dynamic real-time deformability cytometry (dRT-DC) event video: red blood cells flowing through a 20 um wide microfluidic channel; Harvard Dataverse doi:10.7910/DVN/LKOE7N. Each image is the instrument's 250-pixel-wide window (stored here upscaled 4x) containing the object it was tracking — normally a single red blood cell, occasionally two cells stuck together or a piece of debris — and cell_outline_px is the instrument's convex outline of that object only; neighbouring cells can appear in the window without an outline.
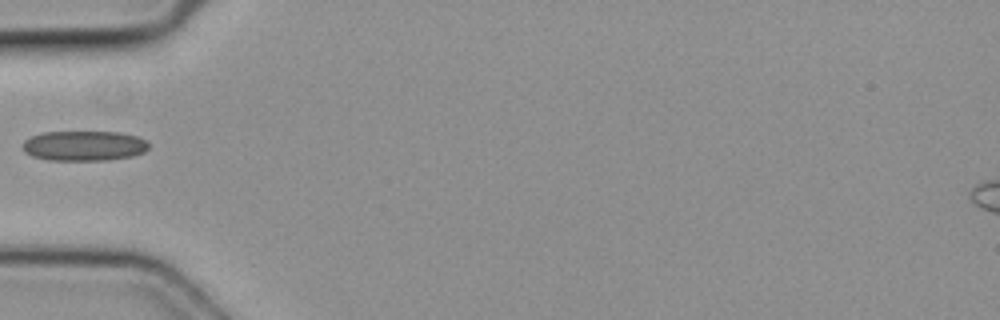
{"species": "common noctule bat (a hibernating species)", "species_latin": "Nyctalus noctula", "temperature_condition": "cold", "stored_images_in_passage": 1, "camera_frame_rate_fps": 3000, "um_per_image_px": 0.085, "animal": {"sex": "female", "body_mass_g": 19.3, "forearm_length_mm": 54.1}, "frame": {"image": 1, "passage_image": 1, "time_ms": 0.0, "image_size_px": [1000, 320], "cell_outline_px": [[148, 148], [144, 152], [132, 156], [104, 160], [48, 160], [32, 156], [24, 152], [24, 140], [32, 136], [44, 132], [120, 132], [136, 136], [144, 140], [148, 144]], "centroid_in_image_um": [7.13, 12.39], "position_along_channel_um": 77.9, "area_um2": 21.91}}